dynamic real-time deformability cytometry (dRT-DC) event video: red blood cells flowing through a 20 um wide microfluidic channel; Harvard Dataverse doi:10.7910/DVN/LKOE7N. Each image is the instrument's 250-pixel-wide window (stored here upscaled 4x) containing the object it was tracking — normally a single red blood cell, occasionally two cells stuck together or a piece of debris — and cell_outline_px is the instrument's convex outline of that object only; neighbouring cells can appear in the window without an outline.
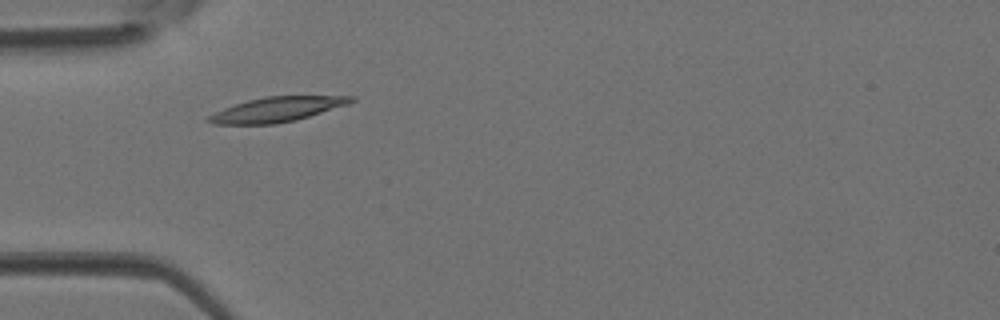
{"species": "Egyptian fruit bat (a non-hibernating species)", "species_latin": "Rousettus aegyptiacus", "temperature_condition": "room temperature", "stored_images_in_passage": 3, "camera_frame_rate_fps": 3000, "um_per_image_px": 0.085, "animal": {"sex": "female"}, "frame": {"image": 1, "passage_image": 3, "time_ms": 0.667, "image_size_px": [1000, 320], "cell_outline_px": [[356, 100], [348, 104], [296, 120], [276, 124], [212, 124], [204, 120], [208, 116], [224, 108], [248, 100], [264, 96], [356, 96]], "centroid_in_image_um": [23.53, 9.3], "position_along_channel_um": 61.5, "area_um2": 20.46}}